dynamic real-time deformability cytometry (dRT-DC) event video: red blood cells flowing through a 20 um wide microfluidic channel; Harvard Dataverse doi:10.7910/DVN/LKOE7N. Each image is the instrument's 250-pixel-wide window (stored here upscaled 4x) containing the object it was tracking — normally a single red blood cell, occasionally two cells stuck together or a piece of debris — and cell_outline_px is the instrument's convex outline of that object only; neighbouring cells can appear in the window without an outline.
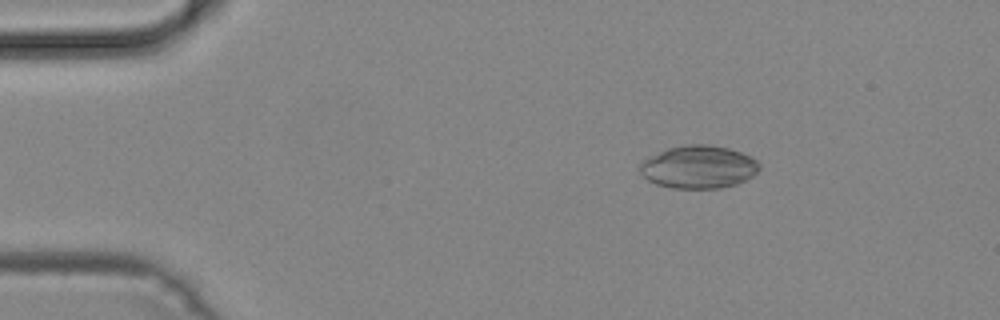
{"species": "common noctule bat (a hibernating species)", "species_latin": "Nyctalus noctula", "temperature_condition": "cold", "stored_images_in_passage": 25, "camera_frame_rate_fps": 3000, "um_per_image_px": 0.085, "animal": {"sex": "male", "body_mass_g": 19.2, "forearm_length_mm": 51.8}, "frame": {"image": 1, "passage_image": 8, "time_ms": 2.333, "image_size_px": [1000, 320], "cell_outline_px": [[760, 168], [752, 176], [736, 184], [720, 188], [672, 188], [656, 184], [648, 180], [640, 172], [640, 164], [648, 156], [668, 148], [684, 144], [708, 144], [728, 148], [740, 152], [756, 160], [760, 164]], "centroid_in_image_um": [59.36, 14.18], "position_along_channel_um": 25.6, "area_um2": 29.77}}
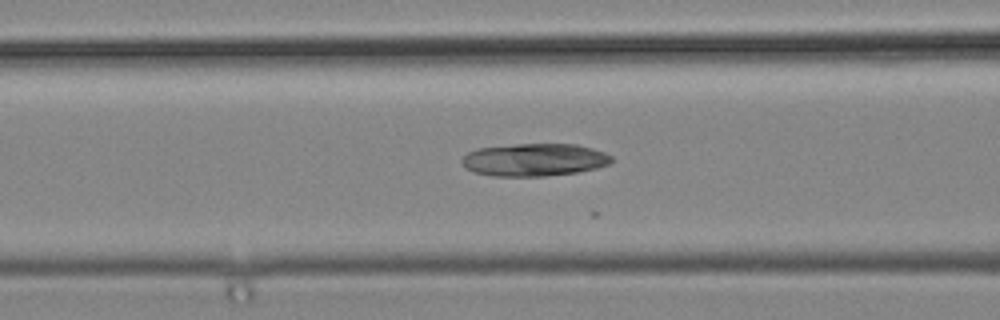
{"frame": {"image": 2, "passage_image": 20, "time_ms": 6.333, "image_size_px": [1000, 320], "cell_outline_px": [[612, 160], [608, 164], [596, 168], [576, 172], [544, 176], [492, 176], [476, 172], [464, 168], [460, 160], [468, 152], [476, 148], [516, 144], [576, 144], [592, 148], [604, 152], [612, 156]], "centroid_in_image_um": [45.38, 13.57], "position_along_channel_um": 121.2, "area_um2": 28.5}}
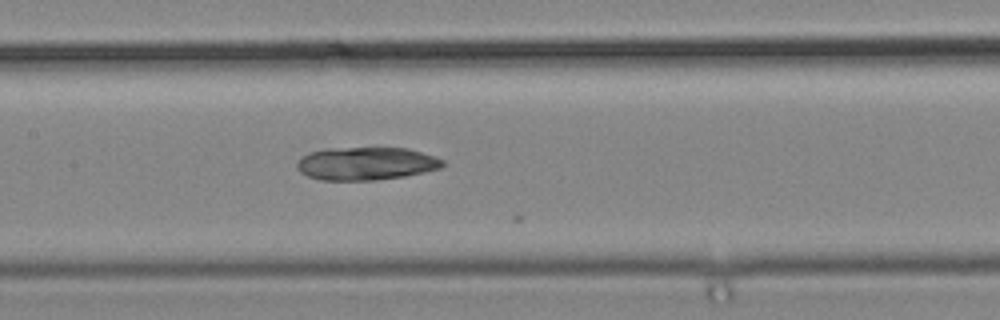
{"frame": {"image": 3, "passage_image": 24, "time_ms": 7.667, "image_size_px": [1000, 320], "cell_outline_px": [[444, 164], [440, 168], [424, 172], [404, 176], [376, 180], [320, 180], [308, 176], [300, 172], [296, 164], [308, 152], [328, 148], [408, 148], [444, 160]], "centroid_in_image_um": [31.1, 13.9], "position_along_channel_um": 176.3, "area_um2": 27.8}}